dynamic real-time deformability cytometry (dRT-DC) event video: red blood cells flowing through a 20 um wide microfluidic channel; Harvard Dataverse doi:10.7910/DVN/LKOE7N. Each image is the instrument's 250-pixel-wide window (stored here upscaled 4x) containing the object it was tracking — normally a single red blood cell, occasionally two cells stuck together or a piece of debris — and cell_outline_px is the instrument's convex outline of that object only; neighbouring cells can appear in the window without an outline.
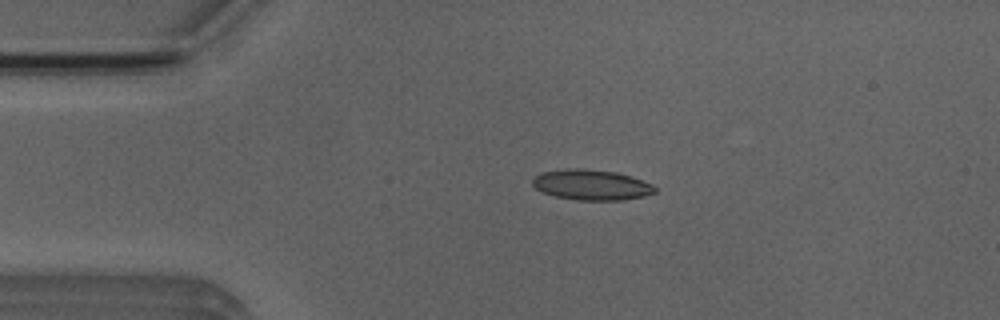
{"species": "Egyptian fruit bat (a non-hibernating species)", "species_latin": "Rousettus aegyptiacus", "temperature_condition": "room temperature", "stored_images_in_passage": 3, "camera_frame_rate_fps": 3000, "um_per_image_px": 0.085, "animal": {"sex": "male"}, "frame": {"image": 1, "passage_image": 2, "time_ms": 1.333, "image_size_px": [1000, 320], "cell_outline_px": [[656, 192], [644, 196], [624, 200], [576, 200], [556, 196], [544, 192], [536, 188], [532, 184], [532, 180], [536, 176], [544, 172], [564, 168], [580, 168], [616, 172], [652, 184], [656, 188]], "centroid_in_image_um": [50.27, 15.71], "position_along_channel_um": 34.7, "area_um2": 21.5}}